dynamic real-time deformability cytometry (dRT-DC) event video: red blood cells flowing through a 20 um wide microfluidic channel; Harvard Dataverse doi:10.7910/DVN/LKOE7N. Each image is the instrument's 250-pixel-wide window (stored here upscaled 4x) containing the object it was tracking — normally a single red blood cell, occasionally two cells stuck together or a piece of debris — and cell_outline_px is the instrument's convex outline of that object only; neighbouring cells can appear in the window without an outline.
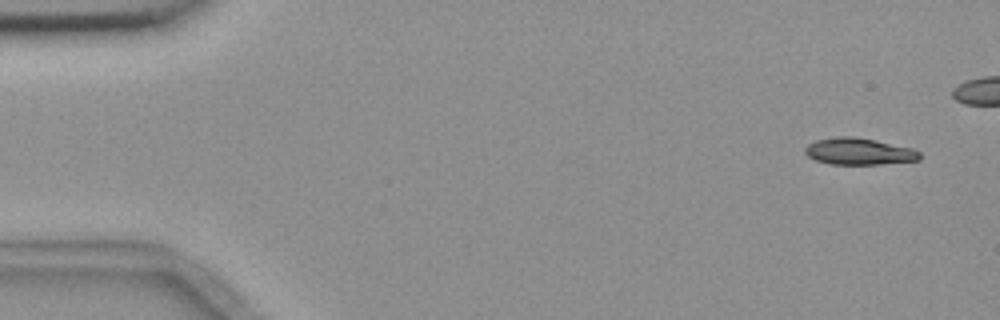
{"species": "common noctule bat (a hibernating species)", "species_latin": "Nyctalus noctula", "temperature_condition": "room temperature", "stored_images_in_passage": 7, "camera_frame_rate_fps": 3000, "um_per_image_px": 0.085, "animal": {"sex": "female", "body_mass_g": 18.4}, "frame": {"image": 1, "passage_image": 1, "time_ms": 0.0, "image_size_px": [1000, 320], "cell_outline_px": [[920, 160], [880, 164], [828, 164], [816, 160], [808, 156], [804, 152], [804, 148], [808, 144], [816, 140], [836, 136], [852, 136], [876, 140], [912, 148], [920, 152]], "centroid_in_image_um": [72.99, 12.87], "position_along_channel_um": 12.0, "area_um2": 17.92}}
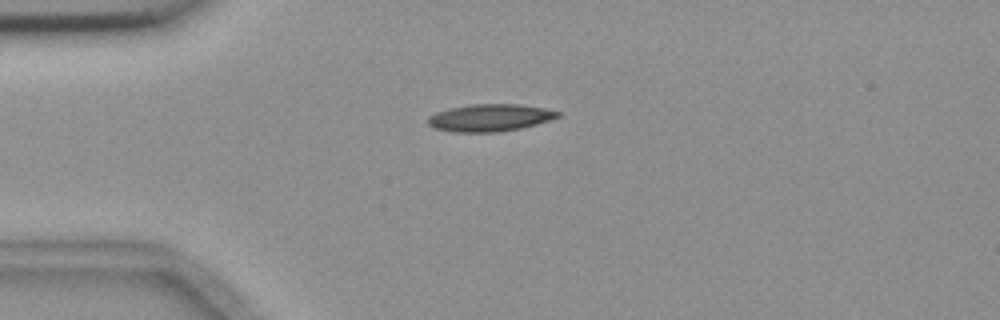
{"frame": {"image": 2, "passage_image": 5, "time_ms": 5.667, "image_size_px": [1000, 320], "cell_outline_px": [[560, 116], [536, 124], [520, 128], [496, 132], [456, 132], [436, 128], [428, 124], [428, 116], [436, 112], [448, 108], [472, 104], [520, 104], [544, 108], [560, 112]], "centroid_in_image_um": [41.62, 10.0], "position_along_channel_um": 43.4, "area_um2": 20.46}}